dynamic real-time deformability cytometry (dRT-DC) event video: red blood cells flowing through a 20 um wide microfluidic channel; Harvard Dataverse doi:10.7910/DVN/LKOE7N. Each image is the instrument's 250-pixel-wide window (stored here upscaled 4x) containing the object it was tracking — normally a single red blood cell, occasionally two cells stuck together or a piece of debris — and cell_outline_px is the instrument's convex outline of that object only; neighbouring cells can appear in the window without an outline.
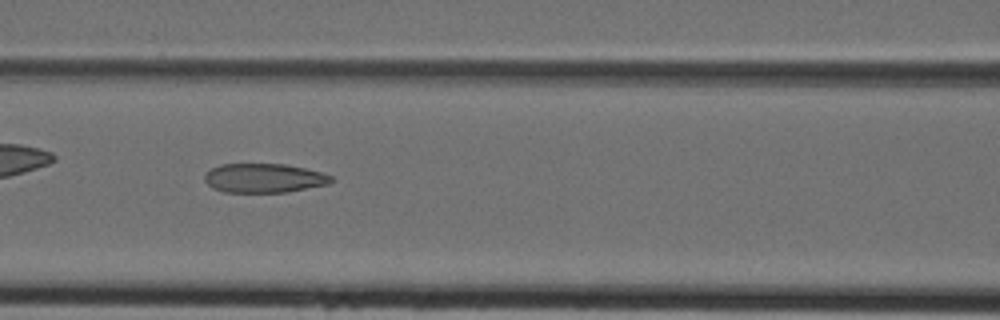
{"species": "Egyptian fruit bat (a non-hibernating species)", "species_latin": "Rousettus aegyptiacus", "temperature_condition": "cold", "stored_images_in_passage": 32, "camera_frame_rate_fps": 3000, "um_per_image_px": 0.085, "animal": {"sex": "female"}, "frame": {"image": 1, "passage_image": 8, "time_ms": 2.333, "image_size_px": [1000, 320], "cell_outline_px": [[332, 180], [328, 184], [288, 192], [224, 192], [212, 188], [204, 180], [204, 176], [212, 168], [220, 164], [284, 164], [304, 168], [320, 172], [332, 176]], "centroid_in_image_um": [22.42, 15.14], "position_along_channel_um": 144.2, "area_um2": 21.39}}
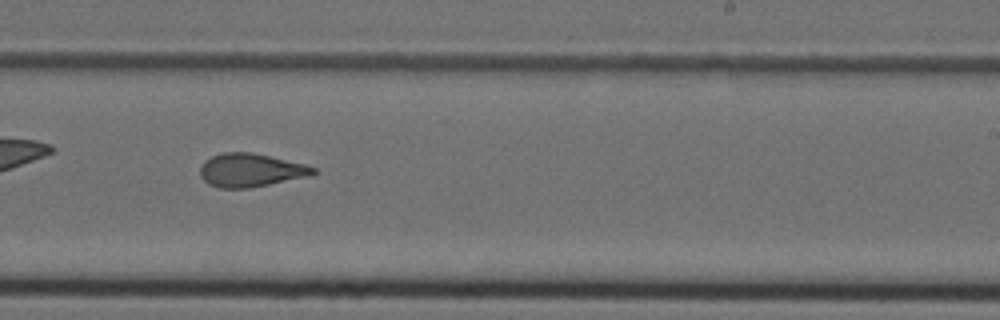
{"frame": {"image": 2, "passage_image": 16, "time_ms": 5.0, "image_size_px": [1000, 320], "cell_outline_px": [[316, 172], [312, 176], [252, 188], [220, 188], [208, 184], [200, 176], [200, 168], [204, 160], [212, 156], [224, 152], [252, 152], [304, 164], [316, 168]], "centroid_in_image_um": [21.31, 14.48], "position_along_channel_um": 267.7, "area_um2": 22.2}}
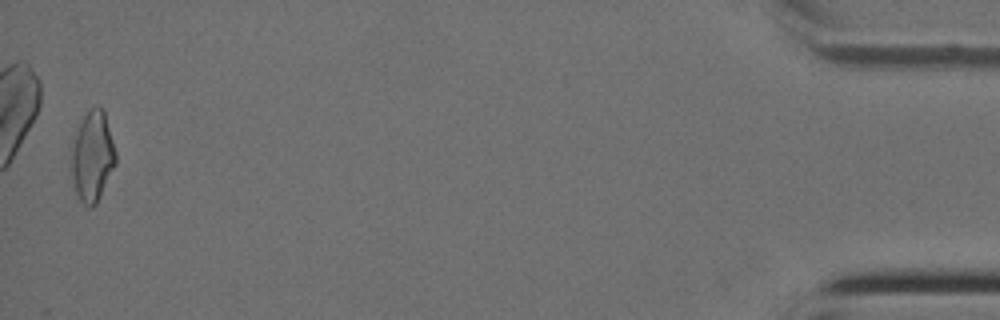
{"frame": {"image": 3, "passage_image": 32, "time_ms": 10.333, "image_size_px": [1000, 320], "cell_outline_px": [[116, 164], [96, 204], [92, 208], [88, 208], [76, 196], [72, 176], [72, 152], [76, 132], [84, 116], [96, 104], [100, 104], [104, 108], [116, 152]], "centroid_in_image_um": [7.88, 13.3], "position_along_channel_um": 427.3, "area_um2": 23.29}}